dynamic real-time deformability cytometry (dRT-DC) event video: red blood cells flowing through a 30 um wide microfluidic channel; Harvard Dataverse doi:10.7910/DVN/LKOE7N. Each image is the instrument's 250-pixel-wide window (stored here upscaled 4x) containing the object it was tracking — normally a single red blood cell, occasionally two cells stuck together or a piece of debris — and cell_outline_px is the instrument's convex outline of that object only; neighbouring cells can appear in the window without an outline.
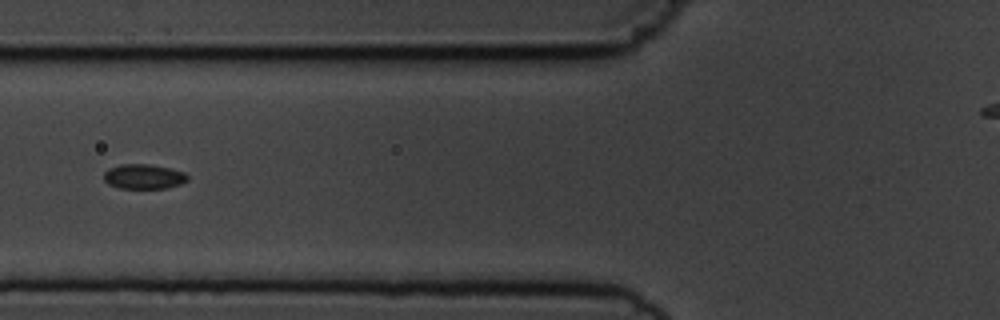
{"species": "common noctule bat (a hibernating species)", "species_latin": "Nyctalus noctula", "temperature_condition": "cold", "stored_images_in_passage": 6, "camera_frame_rate_fps": 3000, "um_per_image_px": 0.085, "animal": {"sex": "male", "body_mass_g": 19.5, "forearm_length_mm": 54.6}, "frame": {"image": 1, "passage_image": 6, "time_ms": 5.667, "image_size_px": [1000, 320], "cell_outline_px": [[188, 180], [180, 184], [164, 188], [120, 188], [108, 184], [104, 180], [104, 172], [108, 168], [120, 164], [152, 164], [172, 168], [184, 172], [188, 176]], "centroid_in_image_um": [12.21, 14.99], "position_along_channel_um": 113.6, "area_um2": 12.2}}